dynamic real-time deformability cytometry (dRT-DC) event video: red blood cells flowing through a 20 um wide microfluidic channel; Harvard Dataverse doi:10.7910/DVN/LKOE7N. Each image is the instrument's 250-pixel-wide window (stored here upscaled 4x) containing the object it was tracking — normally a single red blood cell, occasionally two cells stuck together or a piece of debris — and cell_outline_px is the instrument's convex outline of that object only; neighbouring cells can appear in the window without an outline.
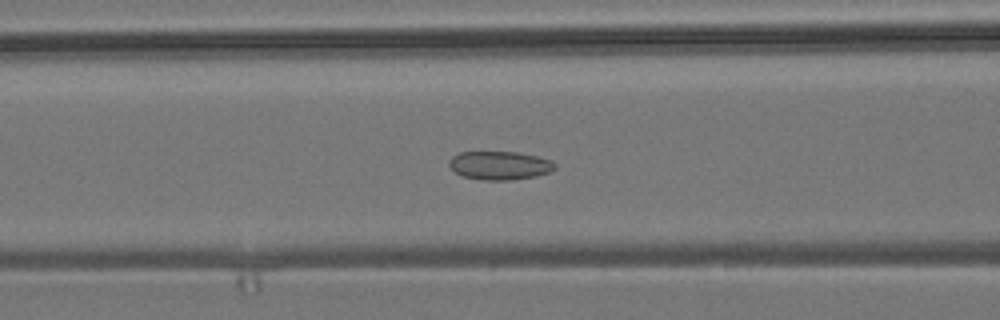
{"species": "common noctule bat (a hibernating species)", "species_latin": "Nyctalus noctula", "temperature_condition": "room temperature", "stored_images_in_passage": 54, "camera_frame_rate_fps": 3000, "um_per_image_px": 0.085, "animal": {"sex": "male", "body_mass_g": 19.2, "forearm_length_mm": 51.8}, "frame": {"image": 1, "passage_image": 22, "time_ms": 7.0, "image_size_px": [1000, 320], "cell_outline_px": [[556, 168], [548, 172], [536, 176], [512, 180], [480, 180], [464, 176], [456, 172], [448, 164], [448, 160], [452, 156], [460, 152], [520, 152], [552, 160], [556, 164]], "centroid_in_image_um": [42.48, 14.06], "position_along_channel_um": 124.1, "area_um2": 17.63}}
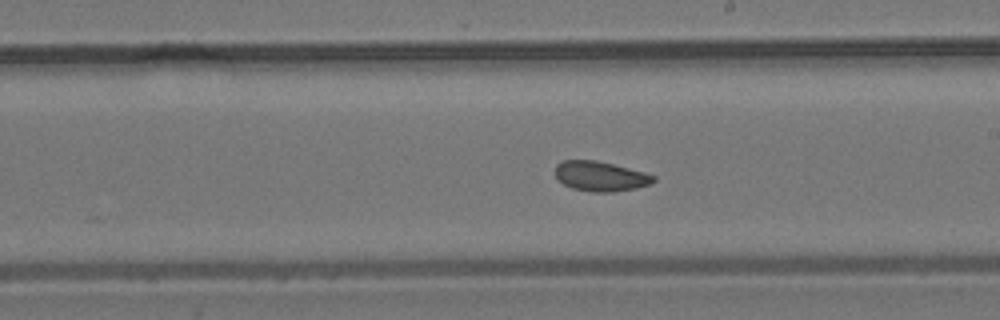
{"frame": {"image": 2, "passage_image": 31, "time_ms": 10.0, "image_size_px": [1000, 320], "cell_outline_px": [[656, 180], [648, 184], [636, 188], [612, 192], [592, 192], [572, 188], [564, 184], [556, 176], [556, 164], [564, 160], [596, 160], [644, 172], [656, 176]], "centroid_in_image_um": [51.04, 14.98], "position_along_channel_um": 238.0, "area_um2": 16.94}}
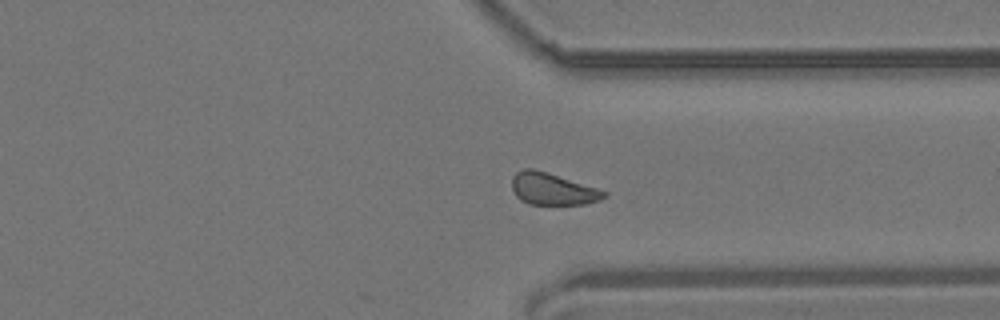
{"frame": {"image": 3, "passage_image": 41, "time_ms": 13.333, "image_size_px": [1000, 320], "cell_outline_px": [[608, 196], [600, 200], [584, 204], [528, 204], [520, 200], [516, 196], [512, 188], [512, 176], [516, 172], [524, 168], [532, 168], [596, 188], [608, 192]], "centroid_in_image_um": [46.94, 16.07], "position_along_channel_um": 364.5, "area_um2": 16.94}, "authors_computed_cell_mechanics": {"area_um2": 17.7446, "velocity_mm_per_s": 3.8013, "shape_relaxation_time_tau1_ms": 5.7414, "shape_relaxation_time_tau2_ms": 2.1559, "deformation_change_tau1": 0.0641, "deformation_change_tau2": 0.081}}